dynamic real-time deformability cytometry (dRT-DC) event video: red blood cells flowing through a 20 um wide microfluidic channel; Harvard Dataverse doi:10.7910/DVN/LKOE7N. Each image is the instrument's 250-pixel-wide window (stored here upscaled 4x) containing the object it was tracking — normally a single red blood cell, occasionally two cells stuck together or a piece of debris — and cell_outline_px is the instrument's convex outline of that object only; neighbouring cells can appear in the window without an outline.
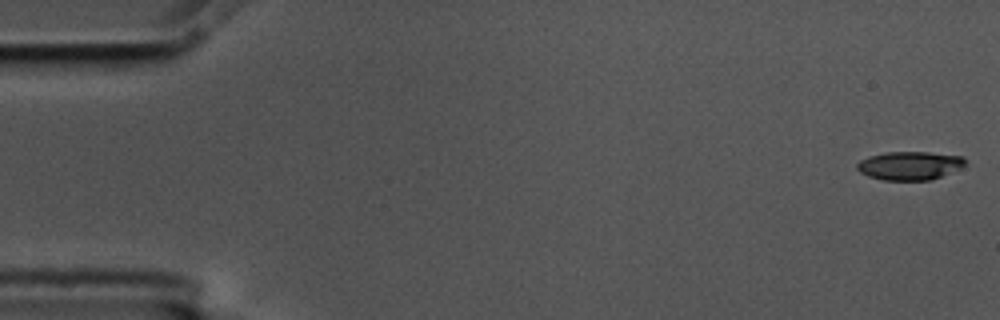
{"species": "common noctule bat (a hibernating species)", "species_latin": "Nyctalus noctula", "temperature_condition": "cold", "stored_images_in_passage": 57, "camera_frame_rate_fps": 3000, "um_per_image_px": 0.085, "animal": {"sex": "male", "body_mass_g": 17.5, "forearm_length_mm": 52.3}, "frame": {"image": 1, "passage_image": 1, "time_ms": 0.0, "image_size_px": [1000, 320], "cell_outline_px": [[968, 160], [960, 168], [940, 176], [928, 180], [884, 180], [868, 176], [860, 172], [856, 168], [856, 164], [860, 160], [868, 156], [888, 152], [928, 152], [964, 156]], "centroid_in_image_um": [77.31, 14.06], "position_along_channel_um": 7.7, "area_um2": 17.92}}
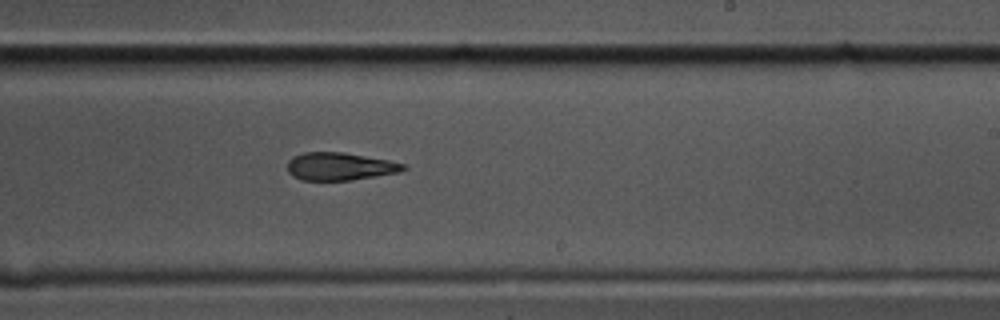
{"frame": {"image": 2, "passage_image": 34, "time_ms": 11.0, "image_size_px": [1000, 320], "cell_outline_px": [[408, 168], [400, 172], [352, 180], [300, 180], [292, 176], [288, 172], [288, 160], [292, 156], [304, 152], [344, 152], [388, 160], [408, 164]], "centroid_in_image_um": [28.9, 14.14], "position_along_channel_um": 260.1, "area_um2": 18.96}}
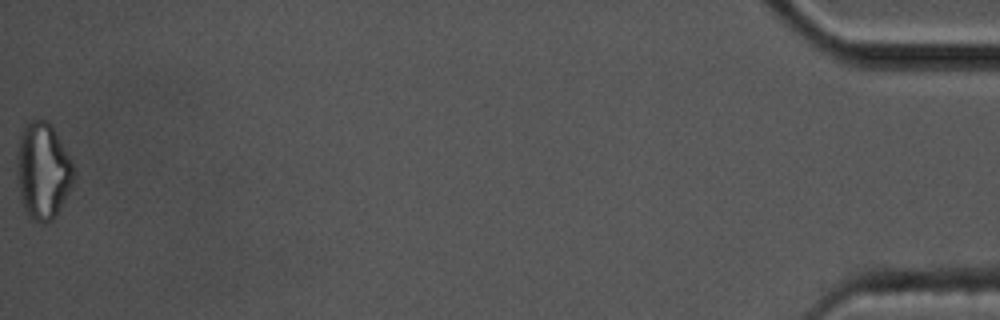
{"frame": {"image": 3, "passage_image": 57, "time_ms": 18.667, "image_size_px": [1000, 320], "cell_outline_px": [[76, 176], [68, 192], [52, 220], [40, 224], [24, 212], [20, 200], [16, 176], [16, 172], [20, 136], [24, 124], [32, 120], [48, 120], [52, 124], [72, 160], [76, 172]], "centroid_in_image_um": [3.64, 14.51], "position_along_channel_um": 431.6, "area_um2": 32.31}, "authors_computed_cell_mechanics": {"area_um2": 19.7098, "velocity_mm_per_s": 3.5412, "shape_relaxation_time_tau1_ms": 4.6364, "shape_relaxation_time_tau2_ms": 6.5304, "deformation_change_tau1": 0.1524, "deformation_change_tau2": 0.16}}